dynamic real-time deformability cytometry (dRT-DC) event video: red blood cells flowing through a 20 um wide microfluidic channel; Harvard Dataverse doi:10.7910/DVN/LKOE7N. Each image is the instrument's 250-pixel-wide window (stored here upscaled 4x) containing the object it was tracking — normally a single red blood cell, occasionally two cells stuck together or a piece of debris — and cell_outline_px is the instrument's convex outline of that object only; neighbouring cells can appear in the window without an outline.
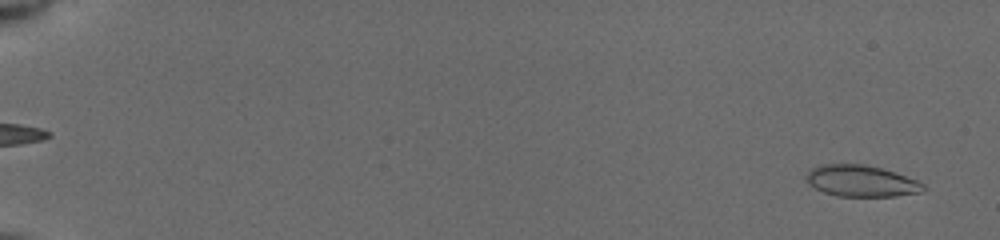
{"species": "common noctule bat (a hibernating species)", "species_latin": "Nyctalus noctula", "temperature_condition": "cold", "stored_images_in_passage": 41, "camera_frame_rate_fps": 3000, "um_per_image_px": 0.085, "animal": {"sex": "female", "body_mass_g": 19.5, "forearm_length_mm": 54.1}, "frame": {"image": 1, "passage_image": 2, "time_ms": 0.333, "image_size_px": [1000, 240], "cell_outline_px": [[928, 188], [924, 192], [896, 196], [836, 196], [824, 192], [808, 184], [804, 180], [808, 172], [812, 168], [820, 164], [864, 164], [896, 172], [916, 180], [924, 184]], "centroid_in_image_um": [73.22, 15.39], "position_along_channel_um": 11.8, "area_um2": 21.62}}
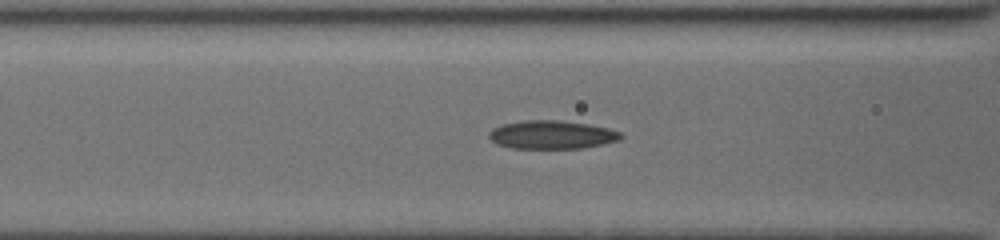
{"frame": {"image": 2, "passage_image": 26, "time_ms": 7.667, "image_size_px": [1000, 240], "cell_outline_px": [[624, 136], [620, 140], [604, 144], [584, 148], [512, 148], [496, 144], [488, 136], [488, 132], [492, 128], [500, 124], [524, 120], [560, 120], [588, 124], [608, 128], [620, 132]], "centroid_in_image_um": [46.89, 11.45], "position_along_channel_um": 119.7, "area_um2": 22.02}}
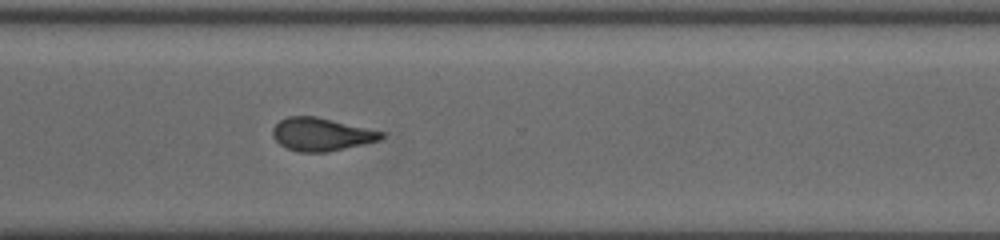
{"frame": {"image": 3, "passage_image": 41, "time_ms": 13.333, "image_size_px": [1000, 240], "cell_outline_px": [[384, 136], [380, 140], [364, 144], [328, 152], [300, 152], [288, 148], [280, 144], [272, 136], [272, 128], [280, 120], [288, 116], [316, 116], [384, 132]], "centroid_in_image_um": [27.3, 11.42], "position_along_channel_um": 343.3, "area_um2": 20.81}}